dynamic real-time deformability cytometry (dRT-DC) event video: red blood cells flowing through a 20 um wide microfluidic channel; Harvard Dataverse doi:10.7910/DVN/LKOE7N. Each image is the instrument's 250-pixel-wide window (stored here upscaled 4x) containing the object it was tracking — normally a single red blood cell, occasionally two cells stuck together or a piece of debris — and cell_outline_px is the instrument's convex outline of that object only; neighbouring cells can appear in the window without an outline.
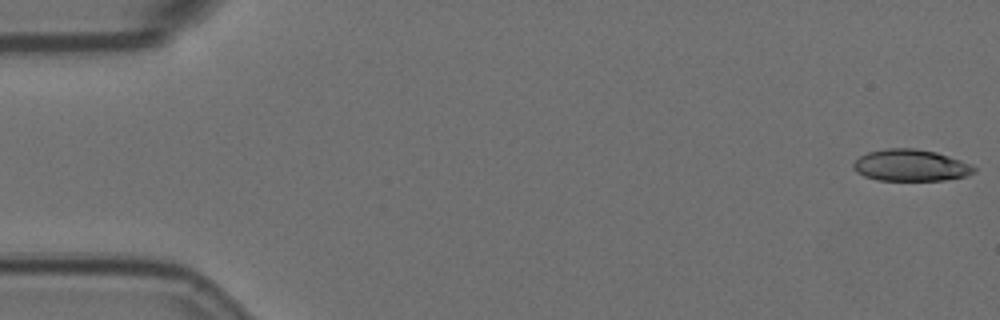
{"species": "Egyptian fruit bat (a non-hibernating species)", "species_latin": "Rousettus aegyptiacus", "temperature_condition": "room temperature", "stored_images_in_passage": 56, "camera_frame_rate_fps": 3000, "um_per_image_px": 0.085, "animal": {"sex": "female"}, "frame": {"image": 1, "passage_image": 1, "time_ms": 0.0, "image_size_px": [1000, 320], "cell_outline_px": [[976, 172], [964, 176], [944, 180], [880, 180], [864, 176], [856, 172], [852, 168], [852, 164], [860, 156], [868, 152], [888, 148], [916, 148], [936, 152], [960, 160], [976, 168]], "centroid_in_image_um": [77.38, 14.05], "position_along_channel_um": 7.6, "area_um2": 22.14}}
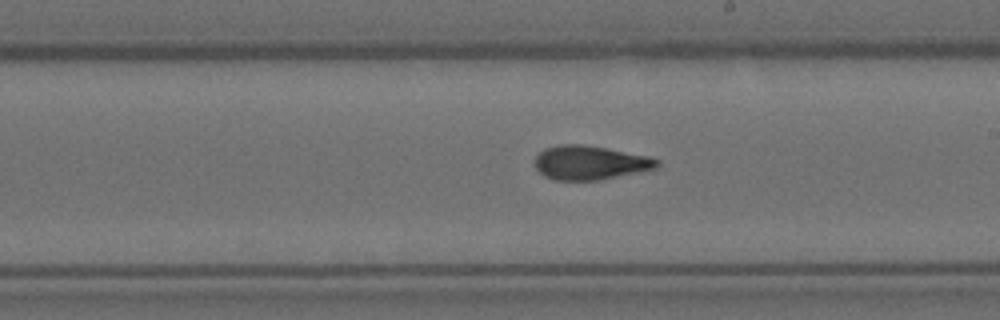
{"frame": {"image": 2, "passage_image": 32, "time_ms": 10.333, "image_size_px": [1000, 320], "cell_outline_px": [[660, 164], [656, 168], [600, 180], [552, 180], [544, 176], [536, 168], [536, 156], [544, 148], [560, 144], [580, 144], [604, 148], [648, 156], [660, 160]], "centroid_in_image_um": [50.14, 13.83], "position_along_channel_um": 238.9, "area_um2": 24.04}}
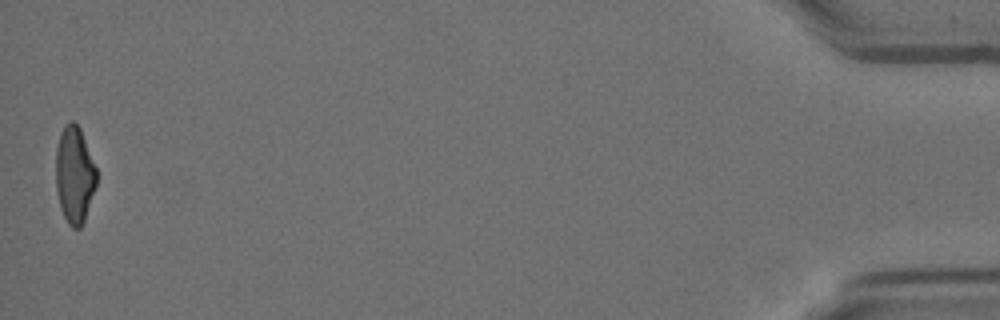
{"frame": {"image": 3, "passage_image": 56, "time_ms": 18.333, "image_size_px": [1000, 320], "cell_outline_px": [[96, 184], [84, 220], [80, 228], [72, 228], [68, 224], [60, 208], [56, 192], [56, 148], [60, 132], [64, 124], [72, 120], [80, 128], [96, 168]], "centroid_in_image_um": [6.3, 14.85], "position_along_channel_um": 428.9, "area_um2": 22.89}, "authors_computed_cell_mechanics": {"area_um2": 23.8714, "velocity_mm_per_s": 3.5832, "shape_relaxation_time_tau1_ms": 6.1415, "shape_relaxation_time_tau2_ms": 2.1355, "deformation_change_tau1": 0.1865, "deformation_change_tau2": 0.0944}}